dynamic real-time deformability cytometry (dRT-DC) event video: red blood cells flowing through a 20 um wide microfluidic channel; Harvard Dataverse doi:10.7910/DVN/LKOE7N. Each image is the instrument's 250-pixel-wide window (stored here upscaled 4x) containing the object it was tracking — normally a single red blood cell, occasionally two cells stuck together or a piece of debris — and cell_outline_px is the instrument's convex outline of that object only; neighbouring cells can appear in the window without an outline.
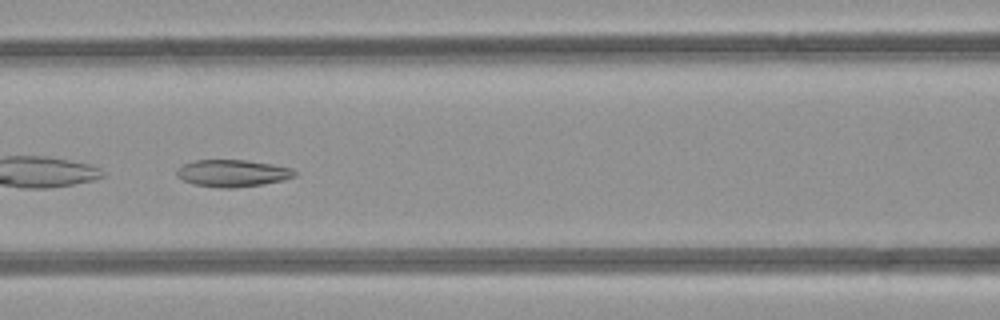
{"species": "common noctule bat (a hibernating species)", "species_latin": "Nyctalus noctula", "temperature_condition": "room temperature", "stored_images_in_passage": 6, "camera_frame_rate_fps": 3000, "um_per_image_px": 0.085, "animal": {"sex": "female", "body_mass_g": 21.9}, "frame": {"image": 1, "passage_image": 6, "time_ms": 6.667, "image_size_px": [1000, 320], "cell_outline_px": [[300, 172], [296, 176], [284, 180], [264, 184], [236, 188], [220, 188], [192, 184], [176, 176], [176, 168], [184, 164], [196, 160], [244, 160], [272, 164], [292, 168]], "centroid_in_image_um": [19.79, 14.73], "position_along_channel_um": 146.8, "area_um2": 18.84}}